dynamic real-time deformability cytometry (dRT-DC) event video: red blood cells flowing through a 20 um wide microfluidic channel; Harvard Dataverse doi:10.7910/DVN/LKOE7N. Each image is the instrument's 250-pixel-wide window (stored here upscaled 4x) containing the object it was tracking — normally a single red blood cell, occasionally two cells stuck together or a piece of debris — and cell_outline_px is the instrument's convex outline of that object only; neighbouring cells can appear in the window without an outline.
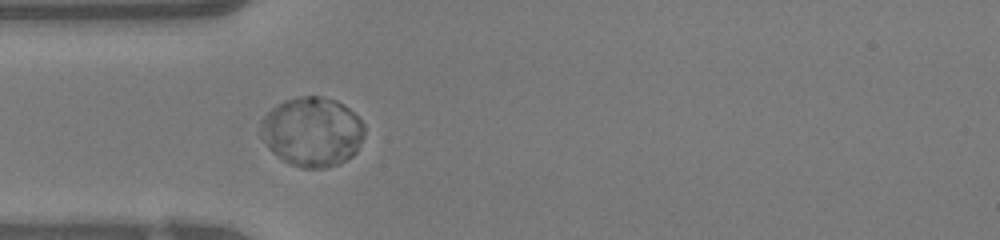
{"species": "human", "species_latin": "Homo sapiens", "temperature_condition": "warm", "stored_images_in_passage": 36, "camera_frame_rate_fps": 3000, "um_per_image_px": 0.085, "donor": {"sex": "female"}, "frame": {"image": 1, "passage_image": 1, "time_ms": 0.0, "image_size_px": [1000, 240], "cell_outline_px": [[364, 136], [356, 152], [352, 156], [336, 164], [324, 168], [300, 168], [288, 164], [276, 156], [268, 148], [260, 136], [260, 120], [276, 104], [284, 100], [296, 96], [320, 96], [336, 100], [344, 104], [364, 124]], "centroid_in_image_um": [26.49, 11.2], "position_along_channel_um": 58.5, "area_um2": 42.37}}
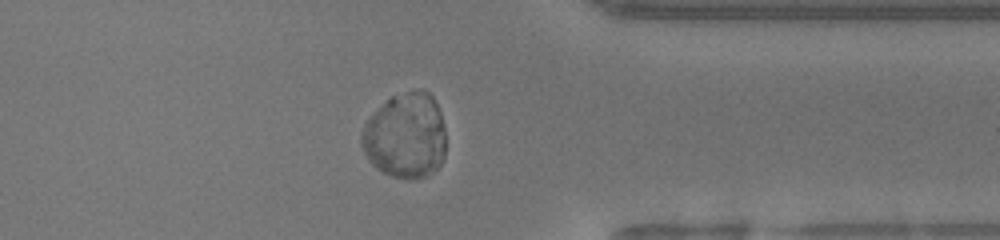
{"frame": {"image": 2, "passage_image": 25, "time_ms": 8.0, "image_size_px": [1000, 240], "cell_outline_px": [[444, 156], [440, 164], [432, 172], [424, 176], [408, 180], [404, 180], [392, 176], [376, 168], [368, 160], [360, 144], [360, 132], [364, 124], [392, 96], [420, 88], [424, 88], [432, 96], [440, 112], [444, 128]], "centroid_in_image_um": [34.46, 11.55], "position_along_channel_um": 376.9, "area_um2": 41.85}}
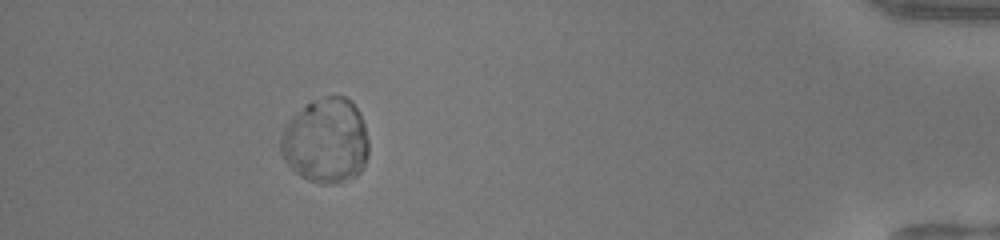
{"frame": {"image": 3, "passage_image": 31, "time_ms": 10.0, "image_size_px": [1000, 240], "cell_outline_px": [[368, 156], [360, 172], [356, 176], [336, 184], [320, 184], [308, 180], [300, 176], [284, 160], [280, 152], [280, 136], [288, 120], [304, 104], [324, 96], [344, 96], [360, 112], [364, 124], [368, 140]], "centroid_in_image_um": [27.68, 11.98], "position_along_channel_um": 407.5, "area_um2": 43.87}, "authors_computed_cell_mechanics": {"area_um2": 40.9513, "velocity_mm_per_s": 4.0949, "shape_relaxation_time_tau1_ms": 1.9967, "shape_relaxation_time_tau2_ms": 11.2644, "deformation_change_tau1": 0.0204, "deformation_change_tau2": 0.0188}}